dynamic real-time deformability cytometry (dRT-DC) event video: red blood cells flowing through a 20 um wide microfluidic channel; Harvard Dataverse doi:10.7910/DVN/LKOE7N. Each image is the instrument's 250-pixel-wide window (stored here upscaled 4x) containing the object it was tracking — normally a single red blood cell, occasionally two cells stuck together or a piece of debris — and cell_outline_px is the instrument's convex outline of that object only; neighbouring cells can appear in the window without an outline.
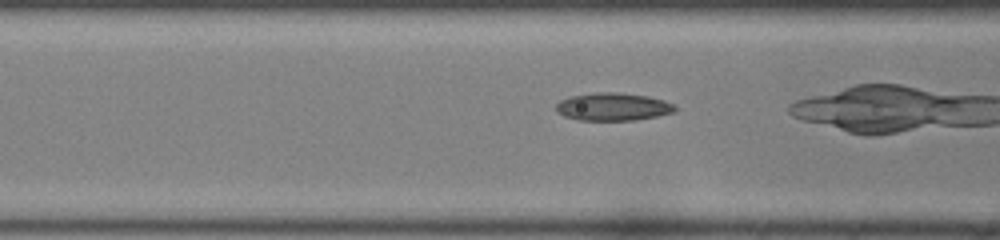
{"species": "common noctule bat (a hibernating species)", "species_latin": "Nyctalus noctula", "temperature_condition": "room temperature", "stored_images_in_passage": 33, "camera_frame_rate_fps": 3000, "um_per_image_px": 0.085, "animal": {"sex": "female", "body_mass_g": 22.0, "forearm_length_mm": 56.7}, "frame": {"image": 1, "passage_image": 14, "time_ms": 4.333, "image_size_px": [1000, 240], "cell_outline_px": [[676, 112], [636, 120], [576, 120], [564, 116], [556, 112], [556, 104], [560, 100], [572, 96], [596, 92], [620, 92], [648, 96], [664, 100], [672, 104], [676, 108]], "centroid_in_image_um": [52.09, 9.07], "position_along_channel_um": 114.5, "area_um2": 19.36}}
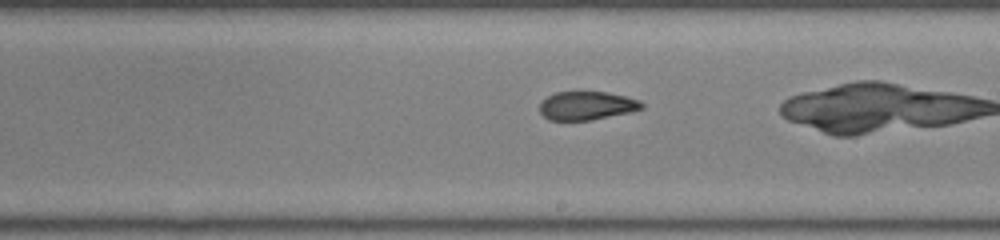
{"frame": {"image": 2, "passage_image": 23, "time_ms": 7.333, "image_size_px": [1000, 240], "cell_outline_px": [[644, 108], [632, 112], [592, 120], [548, 120], [540, 112], [540, 100], [556, 92], [608, 92], [640, 100], [644, 104]], "centroid_in_image_um": [49.89, 8.98], "position_along_channel_um": 239.1, "area_um2": 17.11}}
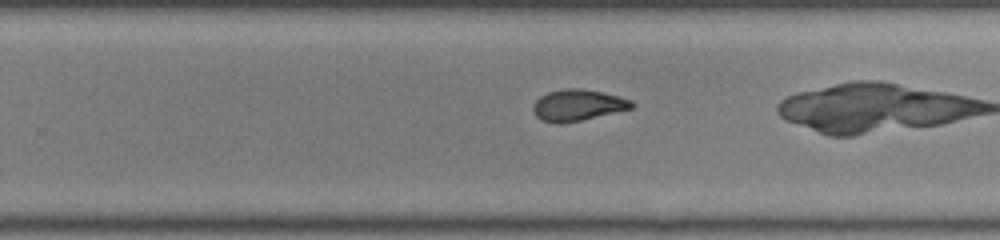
{"frame": {"image": 3, "passage_image": 26, "time_ms": 8.333, "image_size_px": [1000, 240], "cell_outline_px": [[636, 104], [632, 108], [580, 120], [560, 124], [556, 124], [540, 120], [536, 116], [532, 108], [532, 104], [540, 96], [548, 92], [564, 88], [580, 88], [600, 92], [632, 100]], "centroid_in_image_um": [49.06, 8.94], "position_along_channel_um": 280.7, "area_um2": 17.92}}